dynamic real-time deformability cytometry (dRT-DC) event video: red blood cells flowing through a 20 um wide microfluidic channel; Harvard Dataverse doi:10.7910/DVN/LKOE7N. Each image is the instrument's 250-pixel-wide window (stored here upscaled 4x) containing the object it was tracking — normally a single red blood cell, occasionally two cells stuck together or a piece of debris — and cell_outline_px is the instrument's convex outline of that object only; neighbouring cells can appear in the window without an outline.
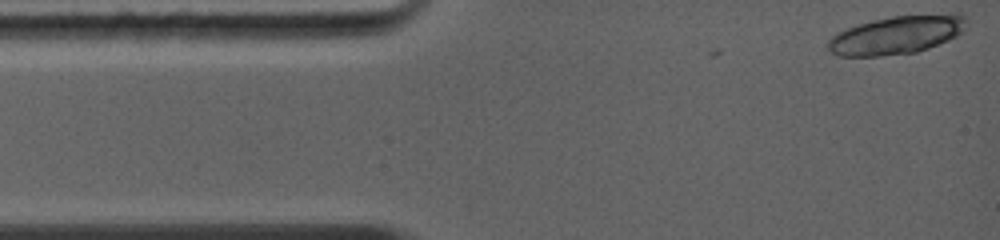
{"species": "common noctule bat (a hibernating species)", "species_latin": "Nyctalus noctula", "temperature_condition": "warm", "stored_images_in_passage": 7, "camera_frame_rate_fps": 5000, "um_per_image_px": 0.085, "animal": {"sex": "female", "body_mass_g": 19.0, "forearm_length_mm": 56.7}, "frame": {"image": 1, "passage_image": 1, "time_ms": 0.0, "image_size_px": [1000, 240], "cell_outline_px": [[968, 24], [964, 32], [948, 40], [928, 48], [916, 52], [880, 56], [836, 56], [828, 48], [828, 40], [832, 36], [856, 24], [872, 20], [892, 16], [952, 12], [960, 12], [968, 20]], "centroid_in_image_um": [76.3, 2.94], "position_along_channel_um": 8.7, "area_um2": 31.39}}